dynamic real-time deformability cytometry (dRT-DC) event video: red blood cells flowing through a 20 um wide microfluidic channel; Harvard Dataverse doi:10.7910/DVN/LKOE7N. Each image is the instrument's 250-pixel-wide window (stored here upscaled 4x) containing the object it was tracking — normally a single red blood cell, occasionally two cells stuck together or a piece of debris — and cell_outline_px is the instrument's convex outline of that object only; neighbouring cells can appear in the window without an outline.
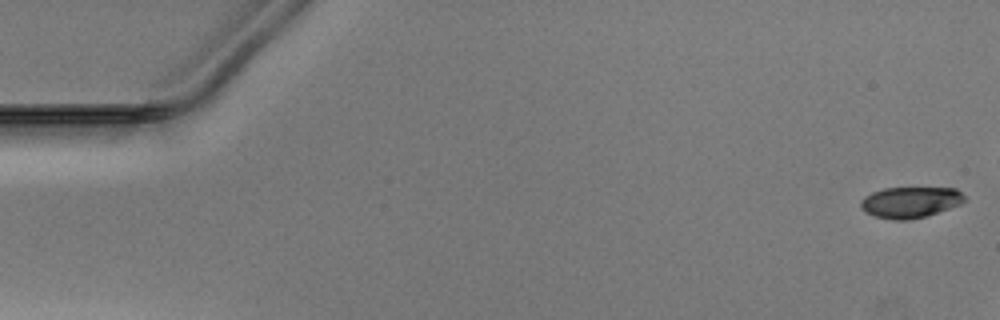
{"species": "Egyptian fruit bat (a non-hibernating species)", "species_latin": "Rousettus aegyptiacus", "temperature_condition": "warm", "stored_images_in_passage": 8, "camera_frame_rate_fps": 3000, "um_per_image_px": 0.085, "animal": {"sex": "male"}, "frame": {"image": 1, "passage_image": 1, "time_ms": 0.0, "image_size_px": [1000, 320], "cell_outline_px": [[964, 200], [960, 204], [924, 216], [908, 220], [892, 220], [876, 216], [864, 212], [860, 208], [860, 200], [864, 196], [872, 192], [884, 188], [956, 188], [964, 196]], "centroid_in_image_um": [77.31, 17.18], "position_along_channel_um": 7.7, "area_um2": 18.61}}